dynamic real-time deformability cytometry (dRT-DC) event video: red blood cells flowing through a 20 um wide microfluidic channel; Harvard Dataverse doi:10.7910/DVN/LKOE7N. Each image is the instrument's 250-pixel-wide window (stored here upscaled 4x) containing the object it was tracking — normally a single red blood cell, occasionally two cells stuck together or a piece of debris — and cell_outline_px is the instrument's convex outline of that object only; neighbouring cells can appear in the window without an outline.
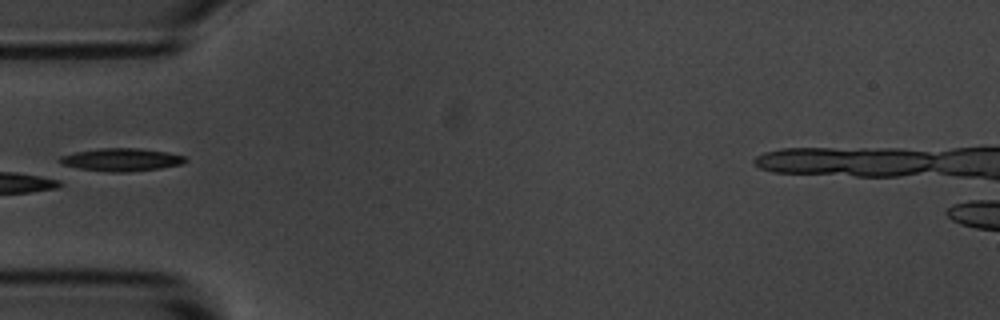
{"species": "common noctule bat (a hibernating species)", "species_latin": "Nyctalus noctula", "temperature_condition": "room temperature", "stored_images_in_passage": 2, "camera_frame_rate_fps": 3000, "um_per_image_px": 0.085, "animal": {"sex": "male", "body_mass_g": 20.1, "forearm_length_mm": 53.5}, "frame": {"image": 1, "passage_image": 2, "time_ms": 1.333, "image_size_px": [1000, 320], "cell_outline_px": [[188, 160], [184, 164], [160, 168], [128, 172], [108, 172], [64, 168], [56, 160], [60, 156], [76, 152], [100, 148], [136, 148], [168, 152], [184, 156]], "centroid_in_image_um": [10.22, 13.59], "position_along_channel_um": 74.8, "area_um2": 17.22}}